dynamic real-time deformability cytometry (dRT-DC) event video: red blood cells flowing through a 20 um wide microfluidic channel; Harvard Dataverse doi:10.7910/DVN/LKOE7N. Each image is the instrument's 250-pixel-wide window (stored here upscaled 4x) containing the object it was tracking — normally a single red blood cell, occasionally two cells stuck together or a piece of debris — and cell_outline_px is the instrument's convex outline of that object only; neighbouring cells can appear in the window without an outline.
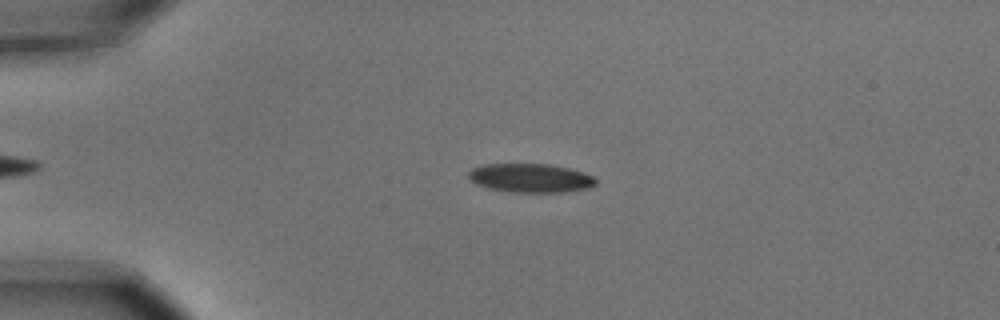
{"species": "common noctule bat (a hibernating species)", "species_latin": "Nyctalus noctula", "temperature_condition": "cold", "stored_images_in_passage": 3, "camera_frame_rate_fps": 3000, "um_per_image_px": 0.085, "animal": {"sex": "male", "body_mass_g": 15.6}, "frame": {"image": 1, "passage_image": 2, "time_ms": 0.333, "image_size_px": [1000, 320], "cell_outline_px": [[596, 184], [588, 188], [564, 192], [512, 192], [488, 188], [476, 184], [468, 176], [468, 172], [472, 168], [484, 164], [548, 164], [572, 168], [584, 172], [592, 176], [596, 180]], "centroid_in_image_um": [45.1, 15.12], "position_along_channel_um": 39.9, "area_um2": 21.44}}